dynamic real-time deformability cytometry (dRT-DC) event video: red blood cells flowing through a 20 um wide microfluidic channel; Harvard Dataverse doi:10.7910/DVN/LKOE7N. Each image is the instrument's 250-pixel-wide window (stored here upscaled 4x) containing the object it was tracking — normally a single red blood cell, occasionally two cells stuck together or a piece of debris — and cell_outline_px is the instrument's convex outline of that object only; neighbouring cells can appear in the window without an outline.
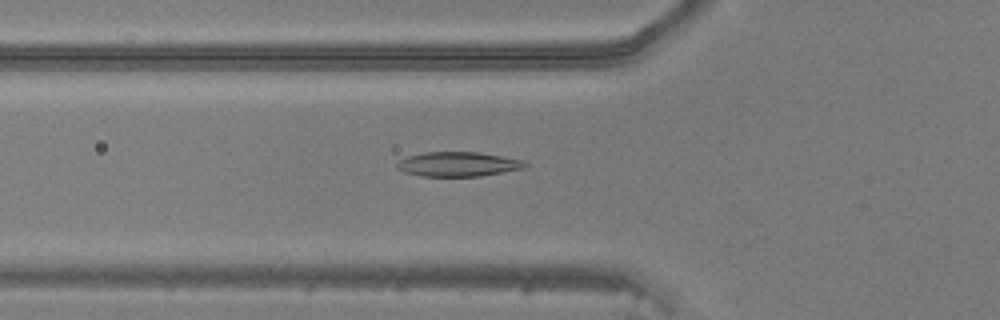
{"species": "common noctule bat (a hibernating species)", "species_latin": "Nyctalus noctula", "temperature_condition": "warm", "stored_images_in_passage": 11, "camera_frame_rate_fps": 3000, "um_per_image_px": 0.085, "animal": {"sex": "male", "body_mass_g": 20.5, "forearm_length_mm": 52.5}, "frame": {"image": 1, "passage_image": 6, "time_ms": 1.667, "image_size_px": [1000, 320], "cell_outline_px": [[528, 164], [524, 168], [480, 176], [420, 176], [404, 172], [396, 168], [396, 164], [400, 160], [408, 156], [424, 152], [480, 152], [524, 160]], "centroid_in_image_um": [38.93, 13.95], "position_along_channel_um": 86.9, "area_um2": 18.32}}
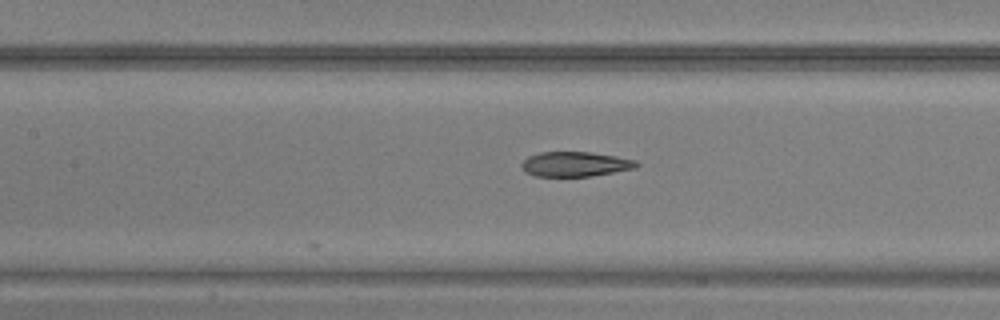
{"frame": {"image": 2, "passage_image": 11, "time_ms": 3.333, "image_size_px": [1000, 320], "cell_outline_px": [[640, 164], [636, 168], [592, 176], [536, 176], [524, 172], [520, 164], [528, 156], [540, 152], [588, 152], [616, 156], [636, 160]], "centroid_in_image_um": [48.89, 13.95], "position_along_channel_um": 158.5, "area_um2": 16.65}}